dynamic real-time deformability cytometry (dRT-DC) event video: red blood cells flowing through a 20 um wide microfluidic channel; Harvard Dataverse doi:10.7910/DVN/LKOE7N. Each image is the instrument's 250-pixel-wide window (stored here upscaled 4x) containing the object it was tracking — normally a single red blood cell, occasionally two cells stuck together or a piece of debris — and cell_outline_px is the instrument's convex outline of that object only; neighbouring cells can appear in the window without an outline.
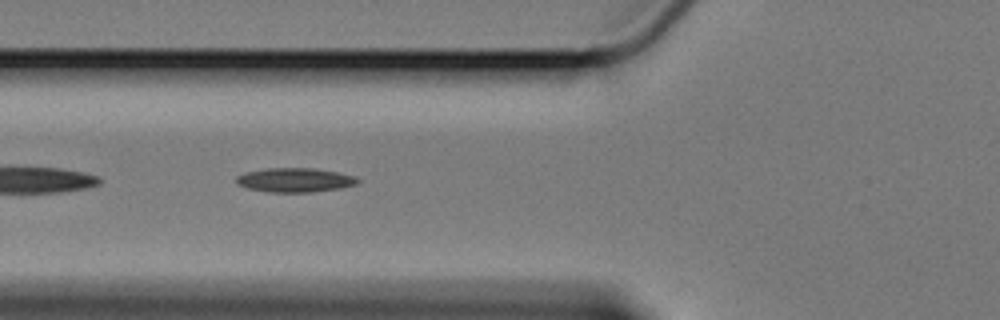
{"species": "Egyptian fruit bat (a non-hibernating species)", "species_latin": "Rousettus aegyptiacus", "temperature_condition": "cold", "stored_images_in_passage": 42, "camera_frame_rate_fps": 3000, "um_per_image_px": 0.085, "animal": {"sex": "female"}, "frame": {"image": 1, "passage_image": 5, "time_ms": 1.333, "image_size_px": [1000, 320], "cell_outline_px": [[360, 180], [356, 184], [340, 188], [312, 192], [268, 192], [248, 188], [236, 184], [236, 176], [244, 172], [268, 168], [316, 168], [356, 176]], "centroid_in_image_um": [25.05, 15.3], "position_along_channel_um": 100.8, "area_um2": 17.17}}
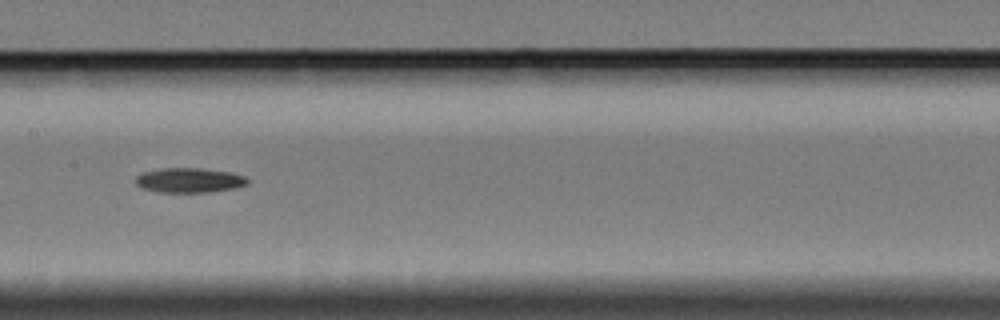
{"frame": {"image": 2, "passage_image": 13, "time_ms": 4.0, "image_size_px": [1000, 320], "cell_outline_px": [[248, 184], [232, 188], [208, 192], [160, 192], [144, 188], [136, 184], [136, 176], [144, 172], [160, 168], [200, 168], [228, 172], [244, 176], [248, 180]], "centroid_in_image_um": [16.07, 15.31], "position_along_channel_um": 191.3, "area_um2": 15.84}}
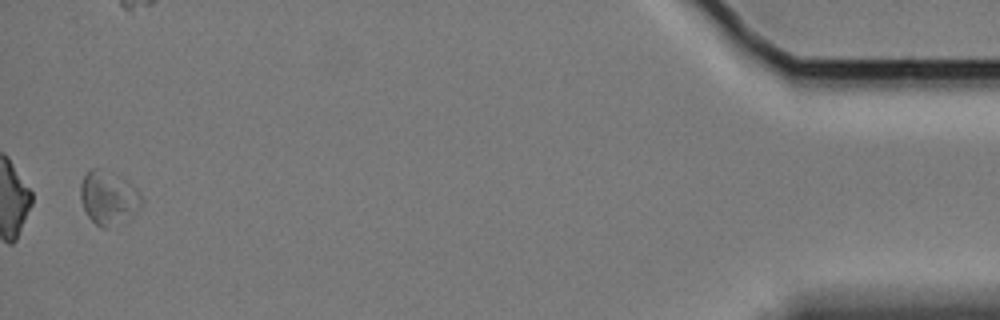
{"frame": {"image": 3, "passage_image": 41, "time_ms": 13.333, "image_size_px": [1000, 320], "cell_outline_px": [[144, 200], [140, 208], [136, 212], [104, 228], [100, 228], [88, 216], [84, 208], [80, 196], [80, 184], [84, 176], [92, 168], [96, 168], [120, 176], [136, 188], [140, 192]], "centroid_in_image_um": [9.22, 16.78], "position_along_channel_um": 426.0, "area_um2": 18.61}}